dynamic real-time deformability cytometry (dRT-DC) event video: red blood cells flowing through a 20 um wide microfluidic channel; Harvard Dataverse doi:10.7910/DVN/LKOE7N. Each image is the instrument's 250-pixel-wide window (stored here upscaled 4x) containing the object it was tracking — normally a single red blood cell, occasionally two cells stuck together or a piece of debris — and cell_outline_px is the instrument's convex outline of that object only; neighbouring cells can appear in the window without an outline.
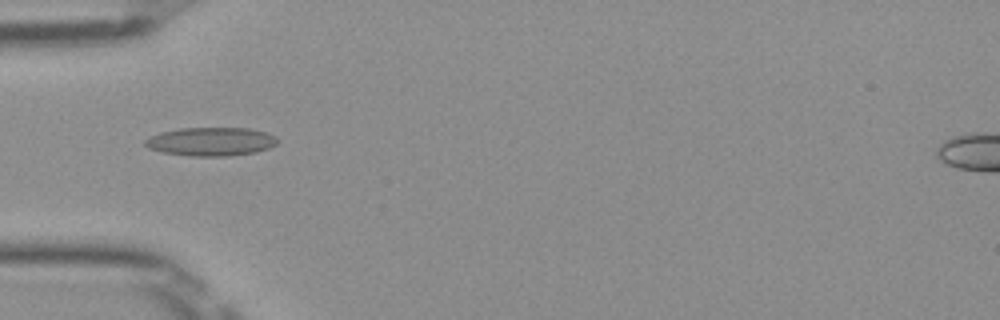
{"species": "Egyptian fruit bat (a non-hibernating species)", "species_latin": "Rousettus aegyptiacus", "temperature_condition": "room temperature", "stored_images_in_passage": 51, "camera_frame_rate_fps": 3000, "um_per_image_px": 0.085, "frame": {"image": 1, "passage_image": 17, "time_ms": 5.333, "image_size_px": [1000, 320], "cell_outline_px": [[280, 140], [276, 144], [268, 148], [256, 152], [228, 156], [192, 156], [164, 152], [148, 148], [144, 144], [144, 140], [160, 132], [180, 128], [248, 128], [264, 132], [276, 136]], "centroid_in_image_um": [17.95, 12.03], "position_along_channel_um": 67.1, "area_um2": 21.96}}
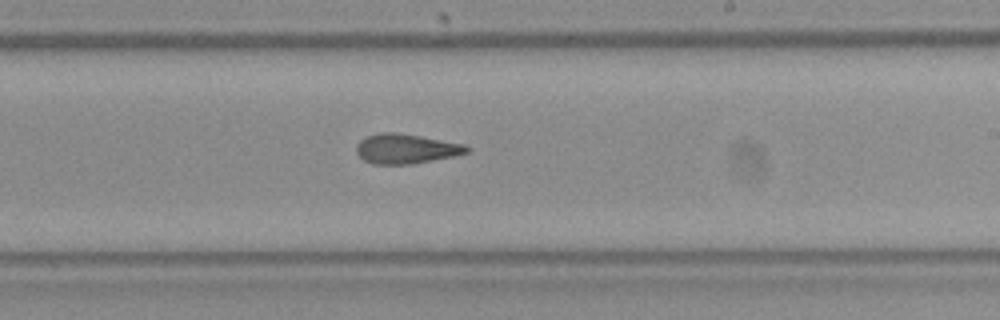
{"frame": {"image": 2, "passage_image": 31, "time_ms": 10.0, "image_size_px": [1000, 320], "cell_outline_px": [[472, 148], [468, 152], [456, 156], [412, 164], [372, 164], [364, 160], [356, 152], [356, 144], [360, 140], [368, 136], [380, 132], [396, 132], [420, 136], [464, 144]], "centroid_in_image_um": [34.52, 12.65], "position_along_channel_um": 254.5, "area_um2": 19.19}}
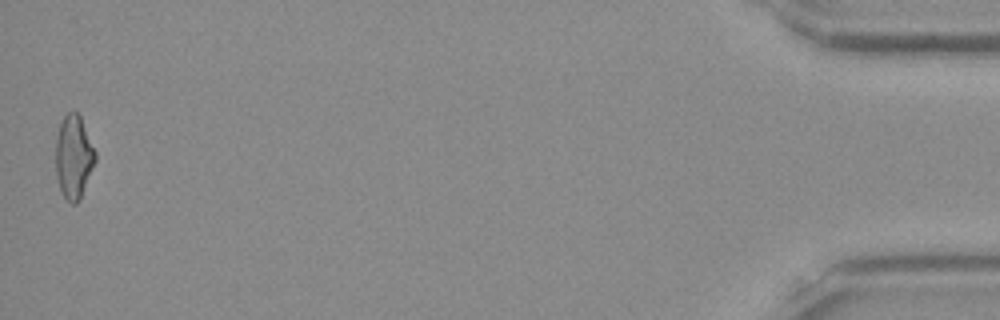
{"frame": {"image": 3, "passage_image": 51, "time_ms": 16.667, "image_size_px": [1000, 320], "cell_outline_px": [[96, 160], [80, 200], [76, 204], [72, 204], [64, 196], [60, 188], [56, 176], [56, 136], [60, 124], [64, 116], [68, 112], [76, 112], [80, 116], [96, 152]], "centroid_in_image_um": [6.27, 13.35], "position_along_channel_um": 428.9, "area_um2": 19.13}, "authors_computed_cell_mechanics": {"area_um2": 19.5364, "velocity_mm_per_s": 4.0042, "shape_relaxation_time_tau1_ms": 6.6103, "shape_relaxation_time_tau2_ms": 2.119, "deformation_change_tau1": 0.174, "deformation_change_tau2": 0.1101}}